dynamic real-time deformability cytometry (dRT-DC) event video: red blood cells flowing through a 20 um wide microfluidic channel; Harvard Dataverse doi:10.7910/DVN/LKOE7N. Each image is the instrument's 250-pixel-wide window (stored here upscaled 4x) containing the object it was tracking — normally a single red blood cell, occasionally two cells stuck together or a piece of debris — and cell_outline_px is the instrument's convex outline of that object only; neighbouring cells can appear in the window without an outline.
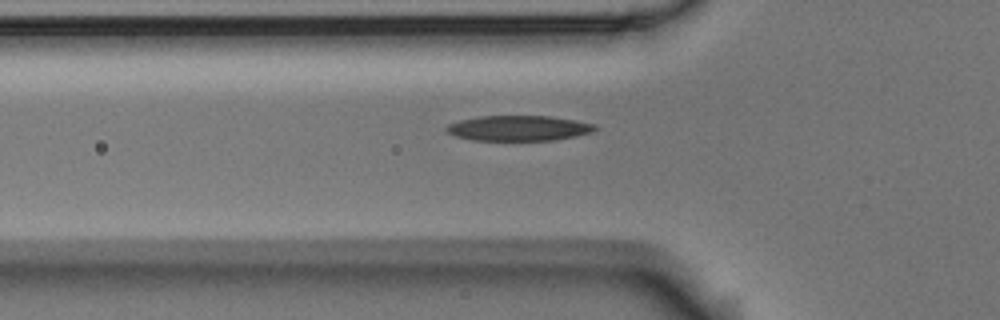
{"species": "Egyptian fruit bat (a non-hibernating species)", "species_latin": "Rousettus aegyptiacus", "temperature_condition": "room temperature", "stored_images_in_passage": 3, "segment_of_instrument_passage": [2, 2], "camera_frame_rate_fps": 3000, "um_per_image_px": 0.085, "animal": {"sex": "male"}, "frame": {"image": 1, "passage_image": 3, "time_ms": 0.667, "image_size_px": [1000, 320], "cell_outline_px": [[596, 128], [592, 132], [576, 136], [556, 140], [472, 140], [456, 136], [448, 132], [444, 128], [448, 124], [460, 120], [480, 116], [548, 116], [596, 124]], "centroid_in_image_um": [44.07, 10.9], "position_along_channel_um": 81.7, "area_um2": 21.73}}